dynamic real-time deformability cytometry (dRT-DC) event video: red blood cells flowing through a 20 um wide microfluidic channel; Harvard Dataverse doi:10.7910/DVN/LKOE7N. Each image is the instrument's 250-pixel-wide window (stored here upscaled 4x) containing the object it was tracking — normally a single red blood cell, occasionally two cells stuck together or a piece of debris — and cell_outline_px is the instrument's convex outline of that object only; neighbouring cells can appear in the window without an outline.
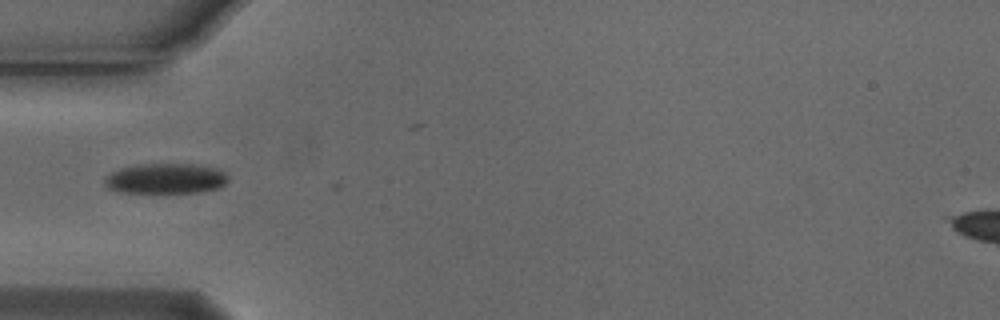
{"species": "Egyptian fruit bat (a non-hibernating species)", "species_latin": "Rousettus aegyptiacus", "temperature_condition": "cold", "stored_images_in_passage": 23, "camera_frame_rate_fps": 3000, "um_per_image_px": 0.085, "animal": {"sex": "male"}, "frame": {"image": 1, "passage_image": 2, "time_ms": 0.333, "image_size_px": [1000, 320], "cell_outline_px": [[228, 180], [220, 188], [200, 192], [120, 192], [104, 184], [104, 180], [112, 172], [120, 168], [136, 164], [192, 164], [216, 168], [224, 172], [228, 176]], "centroid_in_image_um": [14.12, 15.17], "position_along_channel_um": 70.9, "area_um2": 21.62}}
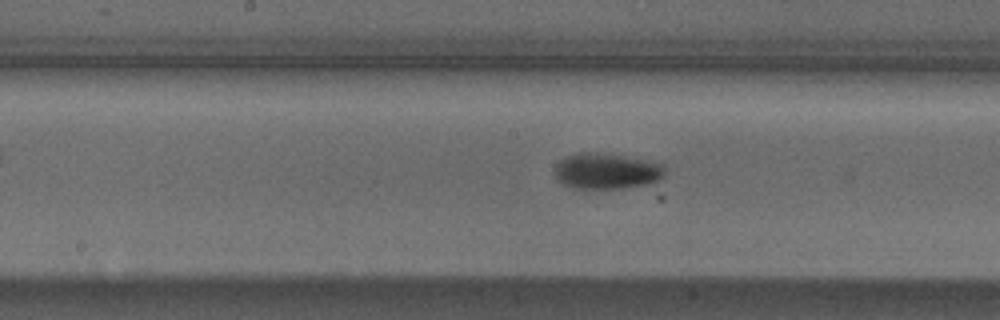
{"frame": {"image": 2, "passage_image": 12, "time_ms": 3.667, "image_size_px": [1000, 320], "cell_outline_px": [[664, 176], [656, 180], [644, 184], [620, 188], [572, 188], [564, 184], [556, 176], [556, 164], [560, 160], [568, 156], [580, 152], [596, 152], [620, 156], [664, 164]], "centroid_in_image_um": [51.53, 14.54], "position_along_channel_um": 196.7, "area_um2": 22.37}}
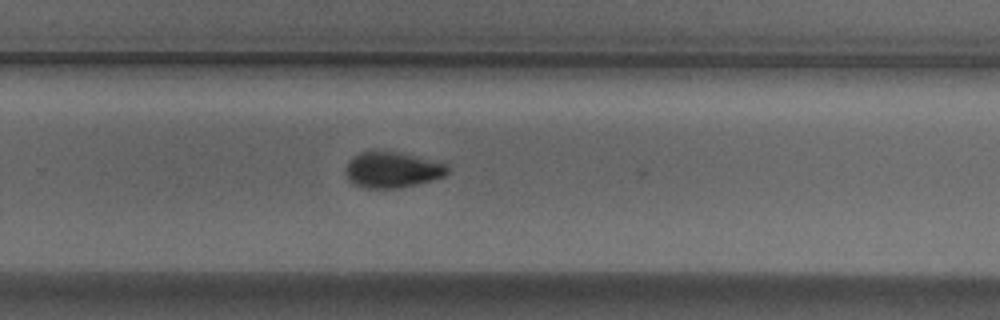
{"frame": {"image": 3, "passage_image": 20, "time_ms": 6.333, "image_size_px": [1000, 320], "cell_outline_px": [[448, 172], [444, 176], [432, 180], [400, 188], [364, 188], [348, 180], [344, 172], [348, 160], [352, 156], [360, 152], [372, 148], [376, 148], [444, 160], [448, 164]], "centroid_in_image_um": [33.36, 14.37], "position_along_channel_um": 296.4, "area_um2": 22.37}}